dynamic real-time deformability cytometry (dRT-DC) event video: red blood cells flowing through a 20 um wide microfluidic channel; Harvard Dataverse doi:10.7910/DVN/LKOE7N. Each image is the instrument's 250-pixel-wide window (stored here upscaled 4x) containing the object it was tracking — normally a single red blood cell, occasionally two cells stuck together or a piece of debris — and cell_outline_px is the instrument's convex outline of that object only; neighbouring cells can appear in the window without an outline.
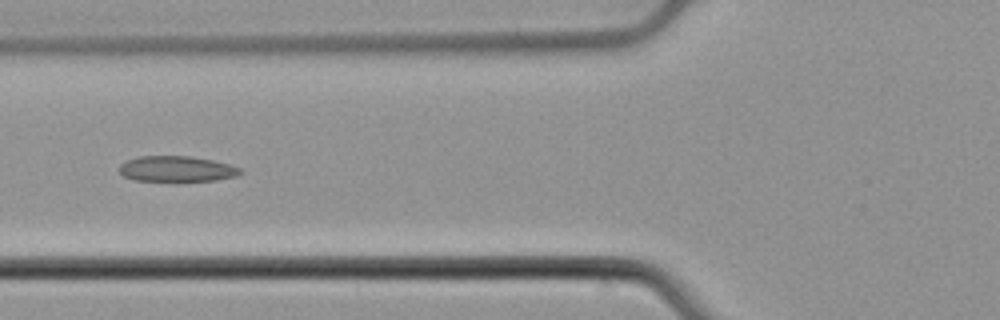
{"species": "common noctule bat (a hibernating species)", "species_latin": "Nyctalus noctula", "temperature_condition": "cold", "stored_images_in_passage": 6, "camera_frame_rate_fps": 3000, "um_per_image_px": 0.085, "animal": {"sex": "male", "body_mass_g": 21.5, "forearm_length_mm": 52.0}, "frame": {"image": 1, "passage_image": 6, "time_ms": 1.667, "image_size_px": [1000, 320], "cell_outline_px": [[244, 172], [236, 176], [216, 180], [132, 180], [124, 176], [120, 172], [120, 164], [128, 160], [140, 156], [188, 156], [212, 160], [228, 164], [240, 168]], "centroid_in_image_um": [15.03, 14.35], "position_along_channel_um": 110.8, "area_um2": 17.74}}